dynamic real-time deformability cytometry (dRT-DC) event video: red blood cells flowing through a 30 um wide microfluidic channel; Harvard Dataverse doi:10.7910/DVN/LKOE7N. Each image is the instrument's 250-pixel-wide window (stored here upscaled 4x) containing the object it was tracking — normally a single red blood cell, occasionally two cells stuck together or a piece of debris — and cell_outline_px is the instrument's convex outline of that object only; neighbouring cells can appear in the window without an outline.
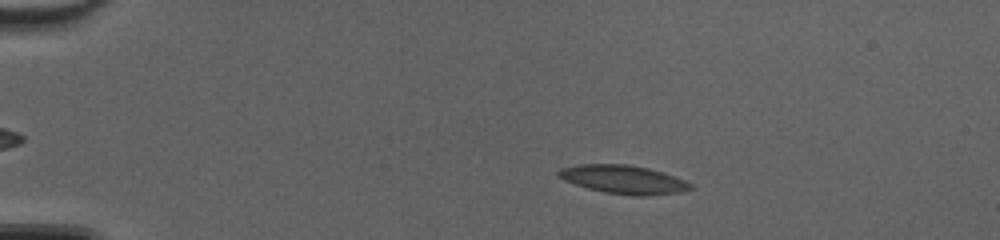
{"species": "common noctule bat (a hibernating species)", "species_latin": "Nyctalus noctula", "temperature_condition": "cold", "stored_images_in_passage": 50, "camera_frame_rate_fps": 3000, "um_per_image_px": 0.085, "animal": {"sex": "female", "body_mass_g": 20.0, "forearm_length_mm": 54.0}, "frame": {"image": 1, "passage_image": 10, "time_ms": 3.0, "image_size_px": [1000, 240], "cell_outline_px": [[696, 188], [680, 192], [648, 196], [636, 196], [604, 192], [588, 188], [564, 180], [556, 176], [556, 172], [560, 168], [576, 164], [628, 164], [648, 168], [664, 172], [684, 180], [692, 184]], "centroid_in_image_um": [53.0, 15.25], "position_along_channel_um": 32.0, "area_um2": 22.14}}
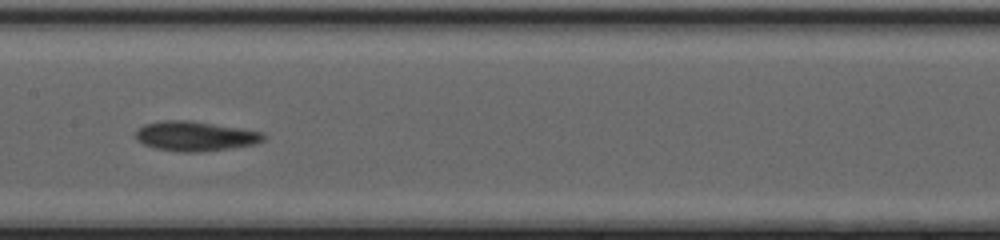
{"frame": {"image": 2, "passage_image": 27, "time_ms": 8.667, "image_size_px": [1000, 240], "cell_outline_px": [[268, 136], [264, 140], [252, 144], [228, 148], [200, 152], [180, 152], [156, 148], [144, 144], [136, 140], [136, 132], [144, 124], [160, 120], [192, 120], [264, 132]], "centroid_in_image_um": [16.6, 11.56], "position_along_channel_um": 190.8, "area_um2": 22.14}}
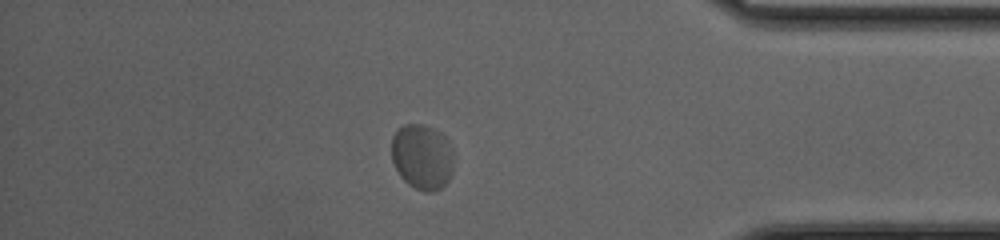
{"frame": {"image": 3, "passage_image": 44, "time_ms": 14.333, "image_size_px": [1000, 240], "cell_outline_px": [[452, 172], [448, 180], [440, 188], [432, 192], [424, 192], [408, 184], [400, 176], [392, 160], [392, 136], [396, 128], [404, 124], [420, 124], [432, 128], [440, 132], [448, 140], [452, 148]], "centroid_in_image_um": [35.87, 13.31], "position_along_channel_um": 399.3, "area_um2": 23.76}, "authors_computed_cell_mechanics": {"area_um2": 21.8773, "velocity_mm_per_s": 4.1241, "shape_relaxation_time_tau1_ms": 5.3318, "shape_relaxation_time_tau2_ms": 1.1989, "deformation_change_tau1": 0.1095, "deformation_change_tau2": 0.0466}}